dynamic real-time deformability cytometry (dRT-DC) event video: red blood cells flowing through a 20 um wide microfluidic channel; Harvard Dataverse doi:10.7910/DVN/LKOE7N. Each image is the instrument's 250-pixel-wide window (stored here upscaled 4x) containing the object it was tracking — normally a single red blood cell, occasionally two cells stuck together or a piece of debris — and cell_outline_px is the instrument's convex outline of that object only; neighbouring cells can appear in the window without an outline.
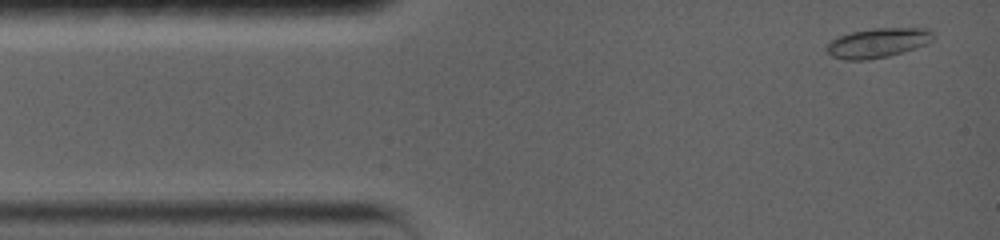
{"species": "common noctule bat (a hibernating species)", "species_latin": "Nyctalus noctula", "temperature_condition": "warm", "stored_images_in_passage": 15, "camera_frame_rate_fps": 5000, "um_per_image_px": 0.085, "animal": {"sex": "female", "body_mass_g": 19.0, "forearm_length_mm": 56.7}, "frame": {"image": 1, "passage_image": 1, "time_ms": 0.0, "image_size_px": [1000, 240], "cell_outline_px": [[936, 36], [928, 44], [916, 48], [888, 56], [868, 60], [844, 60], [832, 56], [824, 48], [836, 36], [852, 32], [872, 28], [928, 28]], "centroid_in_image_um": [74.62, 3.64], "position_along_channel_um": 10.4, "area_um2": 18.55}}
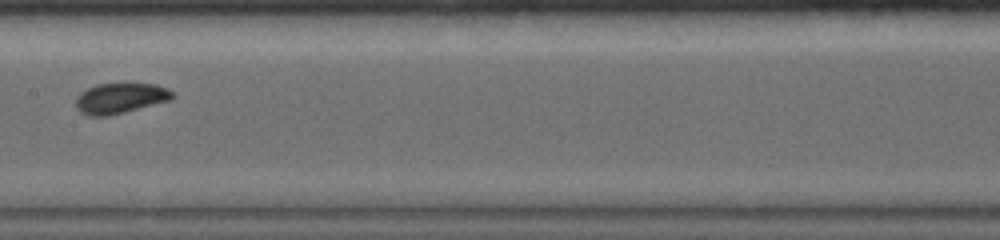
{"frame": {"image": 2, "passage_image": 7, "time_ms": 6.8, "image_size_px": [1000, 240], "cell_outline_px": [[176, 96], [172, 100], [108, 116], [88, 116], [80, 112], [76, 108], [76, 96], [80, 92], [96, 84], [124, 80], [156, 84], [168, 88]], "centroid_in_image_um": [10.25, 8.29], "position_along_channel_um": 197.2, "area_um2": 18.09}}
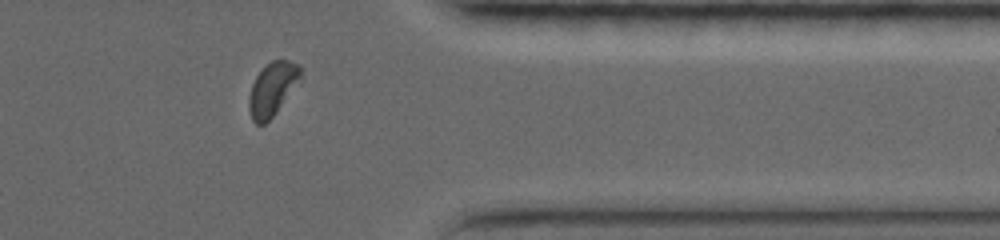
{"frame": {"image": 3, "passage_image": 13, "time_ms": 12.2, "image_size_px": [1000, 240], "cell_outline_px": [[300, 80], [276, 112], [264, 124], [256, 124], [252, 120], [248, 108], [248, 96], [252, 84], [256, 76], [272, 60], [288, 60], [296, 64], [300, 68]], "centroid_in_image_um": [23.12, 7.58], "position_along_channel_um": 388.3, "area_um2": 15.66}, "authors_computed_cell_mechanics": {"area_um2": 16.8198, "velocity_mm_per_s": 3.6904, "shape_relaxation_time_tau1_ms": 3.3204, "shape_relaxation_time_tau2_ms": 1.0353, "deformation_change_tau1": 0.0885, "deformation_change_tau2": 0.0306}}